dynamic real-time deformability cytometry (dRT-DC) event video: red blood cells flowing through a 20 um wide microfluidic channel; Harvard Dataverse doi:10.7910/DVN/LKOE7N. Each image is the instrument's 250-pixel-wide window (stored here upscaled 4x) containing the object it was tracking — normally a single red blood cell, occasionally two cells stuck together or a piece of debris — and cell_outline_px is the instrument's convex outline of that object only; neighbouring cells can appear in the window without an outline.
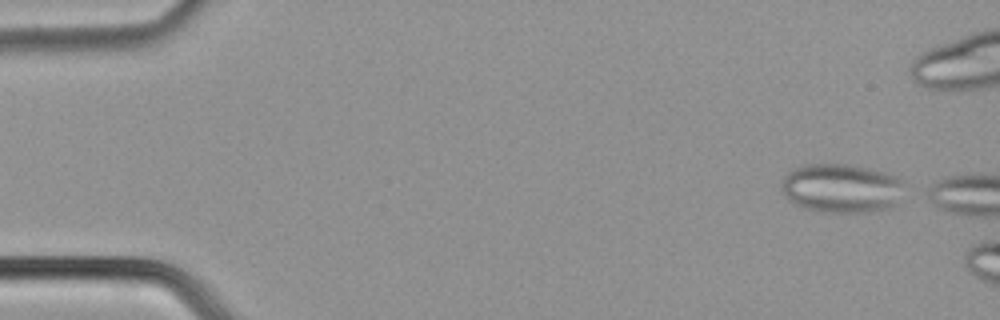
{"species": "common noctule bat (a hibernating species)", "species_latin": "Nyctalus noctula", "temperature_condition": "cold", "stored_images_in_passage": 39, "segment_of_instrument_passage": [1, 2], "camera_frame_rate_fps": 3000, "um_per_image_px": 0.085, "animal": {"sex": "male", "body_mass_g": 21.5, "forearm_length_mm": 52.0}, "frame": {"image": 1, "passage_image": 1, "time_ms": 0.0, "image_size_px": [1000, 320], "cell_outline_px": [[900, 184], [896, 204], [892, 208], [872, 212], [820, 212], [804, 208], [788, 200], [780, 188], [784, 176], [792, 168], [804, 164], [844, 164], [868, 168], [900, 176]], "centroid_in_image_um": [71.46, 16.0], "position_along_channel_um": 13.5, "area_um2": 35.08}}